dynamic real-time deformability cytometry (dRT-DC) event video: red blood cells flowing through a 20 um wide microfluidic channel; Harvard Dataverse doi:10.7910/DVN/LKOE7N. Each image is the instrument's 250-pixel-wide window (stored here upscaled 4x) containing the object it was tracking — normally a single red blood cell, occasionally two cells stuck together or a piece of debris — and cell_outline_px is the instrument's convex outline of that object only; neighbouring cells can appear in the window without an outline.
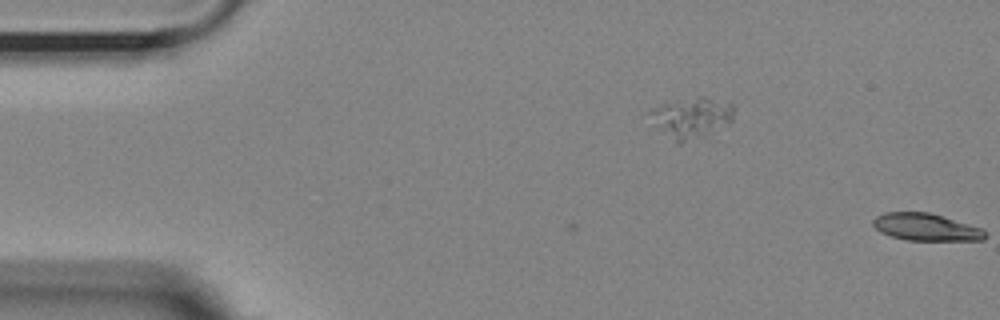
{"species": "Egyptian fruit bat (a non-hibernating species)", "species_latin": "Rousettus aegyptiacus", "temperature_condition": "room temperature", "stored_images_in_passage": 2, "segment_of_instrument_passage": [1, 2], "camera_frame_rate_fps": 3000, "um_per_image_px": 0.085, "animal": {"sex": "female"}, "frame": {"image": 1, "passage_image": 1, "time_ms": 0.0, "image_size_px": [1000, 320], "cell_outline_px": [[736, 108], [732, 120], [680, 144], [676, 144], [648, 112], [652, 108], [664, 104], [696, 96], [704, 96], [728, 100]], "centroid_in_image_um": [58.86, 9.92], "position_along_channel_um": 26.1, "area_um2": 18.9}}